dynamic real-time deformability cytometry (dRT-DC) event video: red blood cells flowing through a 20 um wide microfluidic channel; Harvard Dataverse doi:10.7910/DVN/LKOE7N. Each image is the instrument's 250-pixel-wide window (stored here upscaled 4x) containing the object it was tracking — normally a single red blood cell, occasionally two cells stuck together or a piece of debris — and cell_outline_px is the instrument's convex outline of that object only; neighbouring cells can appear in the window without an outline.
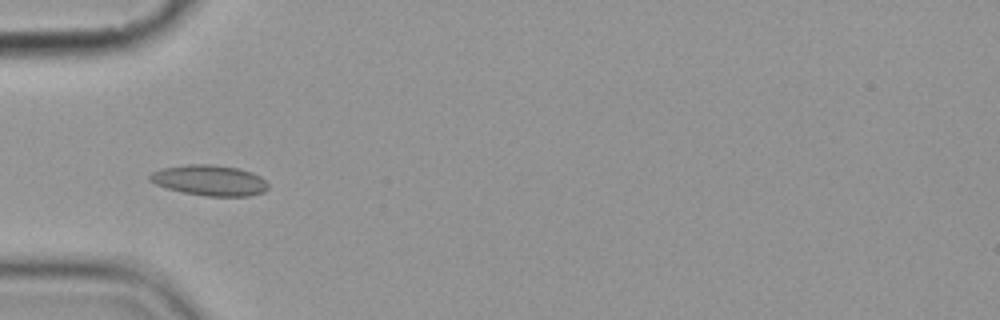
{"species": "common noctule bat (a hibernating species)", "species_latin": "Nyctalus noctula", "temperature_condition": "cold", "stored_images_in_passage": 9, "camera_frame_rate_fps": 3000, "um_per_image_px": 0.085, "animal": {"sex": "female", "body_mass_g": 19.9}, "frame": {"image": 1, "passage_image": 3, "time_ms": 2.333, "image_size_px": [1000, 320], "cell_outline_px": [[268, 188], [264, 192], [248, 196], [204, 196], [184, 192], [168, 188], [156, 184], [148, 180], [148, 176], [152, 172], [164, 168], [188, 164], [212, 164], [240, 168], [252, 172], [260, 176], [268, 184]], "centroid_in_image_um": [17.83, 15.32], "position_along_channel_um": 67.2, "area_um2": 21.1}}
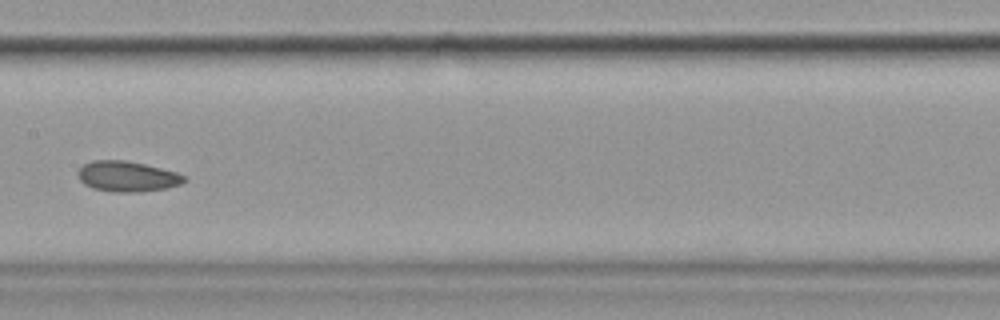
{"frame": {"image": 2, "passage_image": 6, "time_ms": 6.0, "image_size_px": [1000, 320], "cell_outline_px": [[188, 180], [180, 184], [168, 188], [140, 192], [112, 192], [92, 188], [84, 184], [80, 180], [76, 172], [84, 164], [92, 160], [124, 160], [144, 164], [176, 172], [184, 176]], "centroid_in_image_um": [10.8, 15.0], "position_along_channel_um": 196.6, "area_um2": 18.96}}
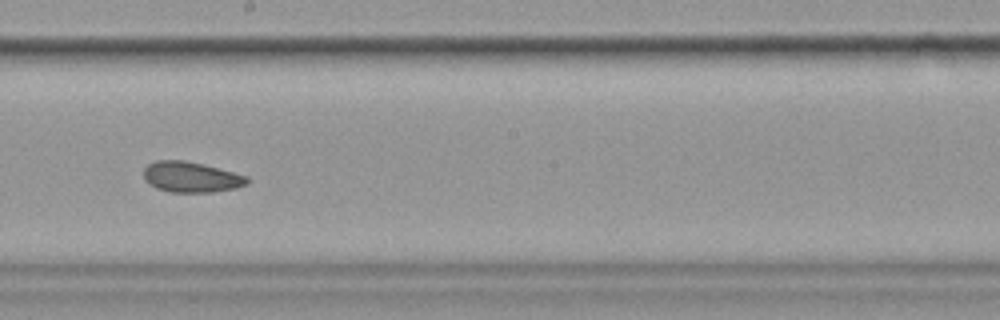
{"frame": {"image": 3, "passage_image": 7, "time_ms": 7.0, "image_size_px": [1000, 320], "cell_outline_px": [[248, 184], [236, 188], [212, 192], [168, 192], [156, 188], [148, 184], [144, 180], [144, 168], [148, 164], [156, 160], [184, 160], [248, 176]], "centroid_in_image_um": [16.2, 15.06], "position_along_channel_um": 232.0, "area_um2": 18.38}}